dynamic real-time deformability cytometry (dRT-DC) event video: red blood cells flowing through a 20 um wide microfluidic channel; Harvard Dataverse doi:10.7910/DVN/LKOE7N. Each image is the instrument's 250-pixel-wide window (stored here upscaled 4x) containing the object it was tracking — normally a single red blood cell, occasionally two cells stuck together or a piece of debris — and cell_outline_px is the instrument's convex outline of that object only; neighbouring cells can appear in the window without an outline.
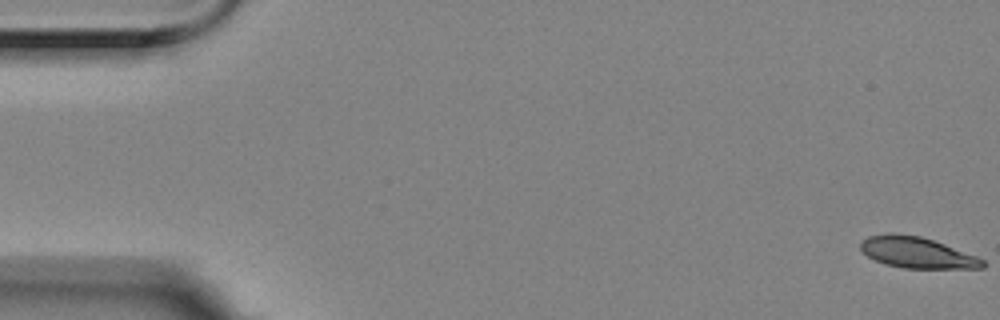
{"species": "Egyptian fruit bat (a non-hibernating species)", "species_latin": "Rousettus aegyptiacus", "temperature_condition": "room temperature", "stored_images_in_passage": 57, "camera_frame_rate_fps": 3000, "um_per_image_px": 0.085, "animal": {"sex": "female"}, "frame": {"image": 1, "passage_image": 1, "time_ms": 0.0, "image_size_px": [1000, 320], "cell_outline_px": [[984, 268], [904, 268], [888, 264], [876, 260], [868, 256], [860, 248], [860, 244], [868, 236], [892, 232], [920, 236], [944, 244], [976, 256], [984, 260]], "centroid_in_image_um": [77.94, 21.46], "position_along_channel_um": 7.1, "area_um2": 21.73}}
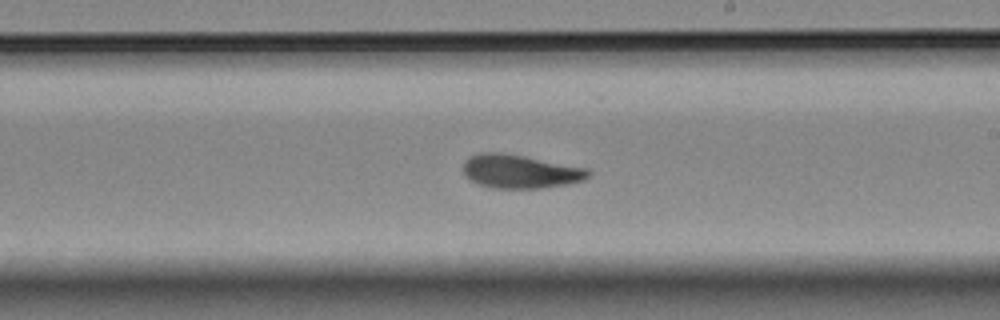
{"frame": {"image": 2, "passage_image": 33, "time_ms": 10.667, "image_size_px": [1000, 320], "cell_outline_px": [[592, 172], [584, 180], [568, 184], [540, 188], [492, 188], [480, 184], [472, 180], [464, 172], [464, 160], [468, 156], [480, 152], [504, 152], [588, 168]], "centroid_in_image_um": [44.23, 14.55], "position_along_channel_um": 244.8, "area_um2": 24.57}}
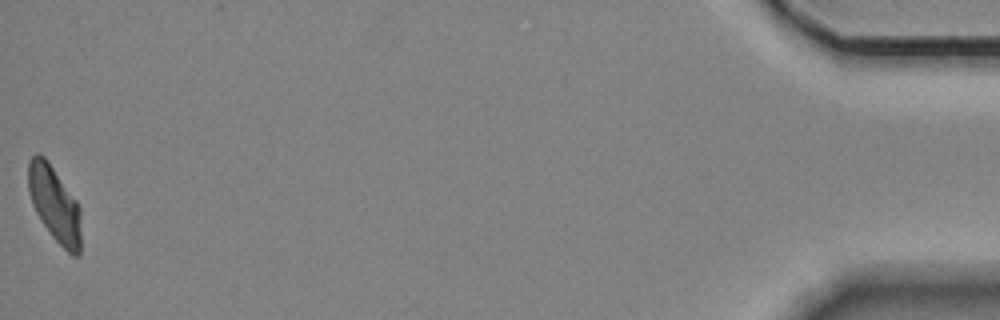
{"frame": {"image": 3, "passage_image": 57, "time_ms": 18.667, "image_size_px": [1000, 320], "cell_outline_px": [[80, 256], [72, 256], [52, 236], [36, 212], [32, 204], [28, 192], [28, 160], [36, 152], [44, 156], [48, 160], [76, 200], [80, 208]], "centroid_in_image_um": [4.63, 17.32], "position_along_channel_um": 430.6, "area_um2": 23.18}, "authors_computed_cell_mechanics": {"area_um2": 23.5824, "velocity_mm_per_s": 3.5159, "shape_relaxation_time_tau1_ms": 4.5086, "shape_relaxation_time_tau2_ms": 2.2433, "deformation_change_tau1": 0.1382, "deformation_change_tau2": 0.0818}}